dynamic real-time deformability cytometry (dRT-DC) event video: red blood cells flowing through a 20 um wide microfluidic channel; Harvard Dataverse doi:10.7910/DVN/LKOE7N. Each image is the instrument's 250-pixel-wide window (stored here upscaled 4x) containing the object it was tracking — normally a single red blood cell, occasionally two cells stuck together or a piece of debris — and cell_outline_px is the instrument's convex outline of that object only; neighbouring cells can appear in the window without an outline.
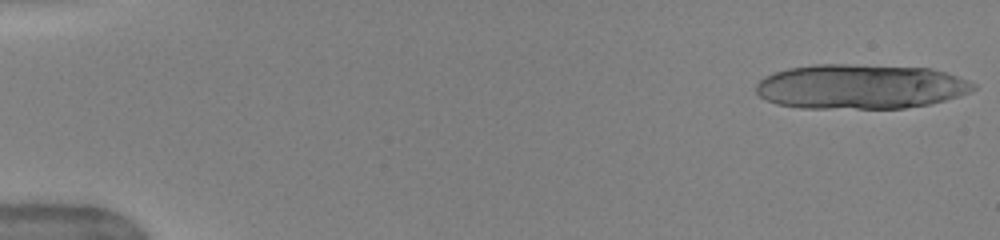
{"species": "human", "species_latin": "Homo sapiens", "temperature_condition": "warm", "stored_images_in_passage": 15, "camera_frame_rate_fps": 3000, "um_per_image_px": 0.085, "donor": {"sex": "female"}, "frame": {"image": 1, "passage_image": 1, "time_ms": 0.0, "image_size_px": [1000, 240], "cell_outline_px": [[976, 88], [972, 92], [960, 96], [928, 104], [904, 108], [800, 108], [776, 104], [760, 96], [756, 92], [756, 84], [764, 76], [788, 68], [816, 64], [848, 64], [928, 68], [944, 72], [968, 80], [976, 84]], "centroid_in_image_um": [73.13, 7.36], "position_along_channel_um": 11.9, "area_um2": 56.64}}